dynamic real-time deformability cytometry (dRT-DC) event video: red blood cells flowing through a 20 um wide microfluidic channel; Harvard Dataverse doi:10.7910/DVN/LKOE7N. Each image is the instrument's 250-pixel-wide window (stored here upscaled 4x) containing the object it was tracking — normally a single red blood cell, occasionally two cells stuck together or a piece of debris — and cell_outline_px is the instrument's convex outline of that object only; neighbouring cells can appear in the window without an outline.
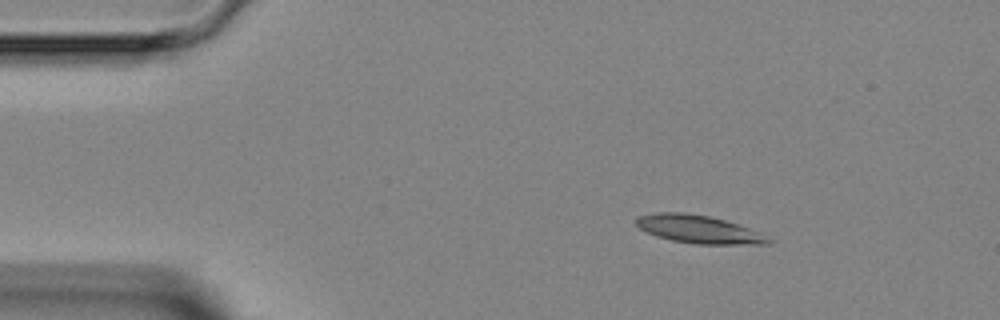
{"species": "Egyptian fruit bat (a non-hibernating species)", "species_latin": "Rousettus aegyptiacus", "temperature_condition": "room temperature", "stored_images_in_passage": 7, "camera_frame_rate_fps": 3000, "um_per_image_px": 0.085, "animal": {"sex": "female"}, "frame": {"image": 1, "passage_image": 1, "time_ms": 0.0, "image_size_px": [1000, 320], "cell_outline_px": [[776, 240], [772, 244], [696, 244], [672, 240], [656, 236], [640, 228], [636, 224], [636, 216], [656, 212], [684, 212], [708, 216], [724, 220], [760, 232]], "centroid_in_image_um": [59.42, 19.49], "position_along_channel_um": 25.6, "area_um2": 21.62}}
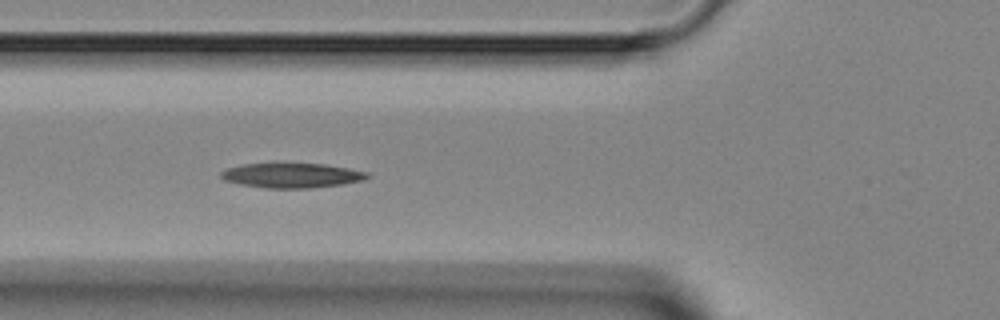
{"frame": {"image": 2, "passage_image": 4, "time_ms": 3.333, "image_size_px": [1000, 320], "cell_outline_px": [[372, 176], [364, 180], [344, 184], [312, 188], [264, 188], [240, 184], [224, 180], [220, 176], [220, 172], [228, 168], [240, 164], [324, 164], [348, 168], [368, 172]], "centroid_in_image_um": [24.83, 14.92], "position_along_channel_um": 101.0, "area_um2": 21.1}}
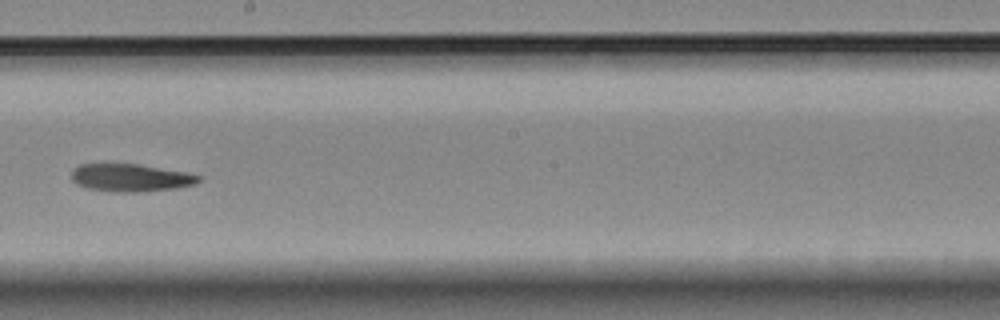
{"frame": {"image": 3, "passage_image": 7, "time_ms": 6.667, "image_size_px": [1000, 320], "cell_outline_px": [[204, 180], [196, 184], [180, 188], [136, 192], [116, 192], [88, 188], [76, 184], [72, 180], [72, 168], [80, 164], [140, 164], [188, 172], [204, 176]], "centroid_in_image_um": [11.19, 15.1], "position_along_channel_um": 237.0, "area_um2": 20.92}}